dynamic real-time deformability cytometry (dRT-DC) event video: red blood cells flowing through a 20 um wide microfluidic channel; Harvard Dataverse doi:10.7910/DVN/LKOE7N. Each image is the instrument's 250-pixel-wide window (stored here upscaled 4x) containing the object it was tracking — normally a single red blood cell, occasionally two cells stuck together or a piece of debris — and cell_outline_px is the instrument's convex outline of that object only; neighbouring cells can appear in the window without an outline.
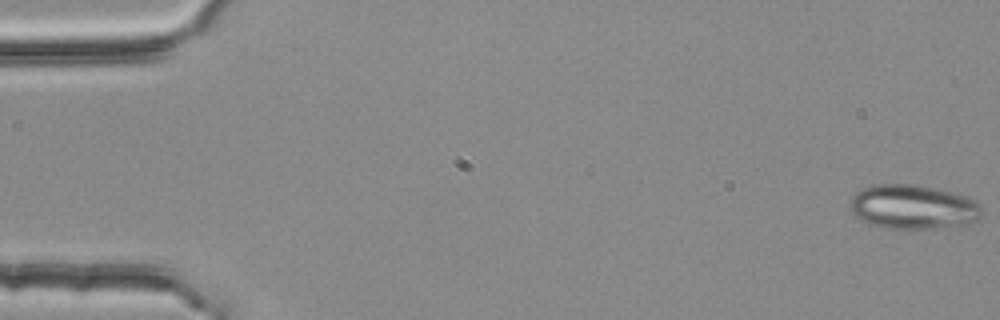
{"species": "common noctule bat (a hibernating species)", "species_latin": "Nyctalus noctula", "temperature_condition": "room temperature", "stored_images_in_passage": 5, "camera_frame_rate_fps": 3000, "um_per_image_px": 0.085, "animal": {"sex": "female", "body_mass_g": 25.1}, "frame": {"image": 1, "passage_image": 1, "time_ms": 0.0, "image_size_px": [1000, 320], "cell_outline_px": [[980, 216], [964, 224], [932, 228], [884, 228], [868, 224], [860, 220], [852, 212], [852, 196], [856, 192], [872, 184], [912, 184], [936, 188], [964, 196], [976, 200], [980, 204]], "centroid_in_image_um": [77.56, 17.58], "position_along_channel_um": 7.4, "area_um2": 33.58}}